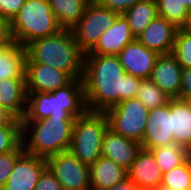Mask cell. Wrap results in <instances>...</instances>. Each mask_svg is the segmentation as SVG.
Listing matches in <instances>:
<instances>
[{"label":"cell","instance_id":"3957f363","mask_svg":"<svg viewBox=\"0 0 191 190\" xmlns=\"http://www.w3.org/2000/svg\"><path fill=\"white\" fill-rule=\"evenodd\" d=\"M86 111L83 79L77 78L53 92L27 93L26 112L21 121L49 117L76 119Z\"/></svg>","mask_w":191,"mask_h":190},{"label":"cell","instance_id":"484cf974","mask_svg":"<svg viewBox=\"0 0 191 190\" xmlns=\"http://www.w3.org/2000/svg\"><path fill=\"white\" fill-rule=\"evenodd\" d=\"M136 98L148 110L166 105L170 101V98L149 78L141 80Z\"/></svg>","mask_w":191,"mask_h":190},{"label":"cell","instance_id":"30bf717a","mask_svg":"<svg viewBox=\"0 0 191 190\" xmlns=\"http://www.w3.org/2000/svg\"><path fill=\"white\" fill-rule=\"evenodd\" d=\"M46 167V159L24 151L16 159L9 179L0 190H34Z\"/></svg>","mask_w":191,"mask_h":190},{"label":"cell","instance_id":"5b68a950","mask_svg":"<svg viewBox=\"0 0 191 190\" xmlns=\"http://www.w3.org/2000/svg\"><path fill=\"white\" fill-rule=\"evenodd\" d=\"M11 26L16 44L24 47L62 29L56 21L48 0H26L12 19Z\"/></svg>","mask_w":191,"mask_h":190},{"label":"cell","instance_id":"e0dca14e","mask_svg":"<svg viewBox=\"0 0 191 190\" xmlns=\"http://www.w3.org/2000/svg\"><path fill=\"white\" fill-rule=\"evenodd\" d=\"M135 40L129 24L123 14H119L98 39L95 46L84 55H118L121 50Z\"/></svg>","mask_w":191,"mask_h":190},{"label":"cell","instance_id":"7a4b0ae2","mask_svg":"<svg viewBox=\"0 0 191 190\" xmlns=\"http://www.w3.org/2000/svg\"><path fill=\"white\" fill-rule=\"evenodd\" d=\"M26 63H40L67 73L72 79L83 78L84 53L79 49L71 29H61L26 47Z\"/></svg>","mask_w":191,"mask_h":190},{"label":"cell","instance_id":"f35d334b","mask_svg":"<svg viewBox=\"0 0 191 190\" xmlns=\"http://www.w3.org/2000/svg\"><path fill=\"white\" fill-rule=\"evenodd\" d=\"M181 28L185 31L191 32V9L188 12L185 24Z\"/></svg>","mask_w":191,"mask_h":190},{"label":"cell","instance_id":"52a82bcc","mask_svg":"<svg viewBox=\"0 0 191 190\" xmlns=\"http://www.w3.org/2000/svg\"><path fill=\"white\" fill-rule=\"evenodd\" d=\"M119 13L91 0L80 20L71 28L79 49L88 53L100 36L114 24Z\"/></svg>","mask_w":191,"mask_h":190},{"label":"cell","instance_id":"8fae6325","mask_svg":"<svg viewBox=\"0 0 191 190\" xmlns=\"http://www.w3.org/2000/svg\"><path fill=\"white\" fill-rule=\"evenodd\" d=\"M174 143L172 136V116L168 104L149 110L142 148L151 150Z\"/></svg>","mask_w":191,"mask_h":190},{"label":"cell","instance_id":"9a60e30c","mask_svg":"<svg viewBox=\"0 0 191 190\" xmlns=\"http://www.w3.org/2000/svg\"><path fill=\"white\" fill-rule=\"evenodd\" d=\"M178 27L167 19L157 16L136 38L146 48L159 55L170 54L175 42Z\"/></svg>","mask_w":191,"mask_h":190},{"label":"cell","instance_id":"60d3db41","mask_svg":"<svg viewBox=\"0 0 191 190\" xmlns=\"http://www.w3.org/2000/svg\"><path fill=\"white\" fill-rule=\"evenodd\" d=\"M182 2L189 10L191 9V0H182Z\"/></svg>","mask_w":191,"mask_h":190},{"label":"cell","instance_id":"d4e9b609","mask_svg":"<svg viewBox=\"0 0 191 190\" xmlns=\"http://www.w3.org/2000/svg\"><path fill=\"white\" fill-rule=\"evenodd\" d=\"M149 151L163 174L181 165L191 156V151L176 143L159 146Z\"/></svg>","mask_w":191,"mask_h":190},{"label":"cell","instance_id":"83f0119b","mask_svg":"<svg viewBox=\"0 0 191 190\" xmlns=\"http://www.w3.org/2000/svg\"><path fill=\"white\" fill-rule=\"evenodd\" d=\"M156 2L158 16L167 19L178 28L185 24L189 9L182 0H156Z\"/></svg>","mask_w":191,"mask_h":190},{"label":"cell","instance_id":"5bb4252c","mask_svg":"<svg viewBox=\"0 0 191 190\" xmlns=\"http://www.w3.org/2000/svg\"><path fill=\"white\" fill-rule=\"evenodd\" d=\"M182 68L170 54H161L156 59L150 80L170 99H181Z\"/></svg>","mask_w":191,"mask_h":190},{"label":"cell","instance_id":"f1b7e54d","mask_svg":"<svg viewBox=\"0 0 191 190\" xmlns=\"http://www.w3.org/2000/svg\"><path fill=\"white\" fill-rule=\"evenodd\" d=\"M171 54L182 69L191 68V32L178 28Z\"/></svg>","mask_w":191,"mask_h":190},{"label":"cell","instance_id":"d6986e66","mask_svg":"<svg viewBox=\"0 0 191 190\" xmlns=\"http://www.w3.org/2000/svg\"><path fill=\"white\" fill-rule=\"evenodd\" d=\"M91 190H105L128 177L127 170L111 159L101 156L89 166Z\"/></svg>","mask_w":191,"mask_h":190},{"label":"cell","instance_id":"ffe728a7","mask_svg":"<svg viewBox=\"0 0 191 190\" xmlns=\"http://www.w3.org/2000/svg\"><path fill=\"white\" fill-rule=\"evenodd\" d=\"M0 105L22 120L27 107L25 79L0 80Z\"/></svg>","mask_w":191,"mask_h":190},{"label":"cell","instance_id":"1f68e13d","mask_svg":"<svg viewBox=\"0 0 191 190\" xmlns=\"http://www.w3.org/2000/svg\"><path fill=\"white\" fill-rule=\"evenodd\" d=\"M34 190H63L54 174L46 167L39 176Z\"/></svg>","mask_w":191,"mask_h":190},{"label":"cell","instance_id":"ac0fdd59","mask_svg":"<svg viewBox=\"0 0 191 190\" xmlns=\"http://www.w3.org/2000/svg\"><path fill=\"white\" fill-rule=\"evenodd\" d=\"M127 173L128 178L143 190H154L162 184L163 173L157 166L152 153L144 148L138 152Z\"/></svg>","mask_w":191,"mask_h":190},{"label":"cell","instance_id":"7c38bea8","mask_svg":"<svg viewBox=\"0 0 191 190\" xmlns=\"http://www.w3.org/2000/svg\"><path fill=\"white\" fill-rule=\"evenodd\" d=\"M73 79L65 72L40 63H26L27 93L53 92L65 87Z\"/></svg>","mask_w":191,"mask_h":190},{"label":"cell","instance_id":"277c9868","mask_svg":"<svg viewBox=\"0 0 191 190\" xmlns=\"http://www.w3.org/2000/svg\"><path fill=\"white\" fill-rule=\"evenodd\" d=\"M75 119L49 117L22 121V143L26 153L47 159L69 151Z\"/></svg>","mask_w":191,"mask_h":190},{"label":"cell","instance_id":"9c48e42d","mask_svg":"<svg viewBox=\"0 0 191 190\" xmlns=\"http://www.w3.org/2000/svg\"><path fill=\"white\" fill-rule=\"evenodd\" d=\"M46 162L63 190H91L89 166L79 161L71 152L52 155Z\"/></svg>","mask_w":191,"mask_h":190},{"label":"cell","instance_id":"b9f144b4","mask_svg":"<svg viewBox=\"0 0 191 190\" xmlns=\"http://www.w3.org/2000/svg\"><path fill=\"white\" fill-rule=\"evenodd\" d=\"M154 190H173V189H170V188L164 187V186H160V187H158V188H156Z\"/></svg>","mask_w":191,"mask_h":190},{"label":"cell","instance_id":"44dd1931","mask_svg":"<svg viewBox=\"0 0 191 190\" xmlns=\"http://www.w3.org/2000/svg\"><path fill=\"white\" fill-rule=\"evenodd\" d=\"M26 48L20 44L0 47V80L25 79Z\"/></svg>","mask_w":191,"mask_h":190},{"label":"cell","instance_id":"d590c367","mask_svg":"<svg viewBox=\"0 0 191 190\" xmlns=\"http://www.w3.org/2000/svg\"><path fill=\"white\" fill-rule=\"evenodd\" d=\"M0 126H22V121L0 105Z\"/></svg>","mask_w":191,"mask_h":190},{"label":"cell","instance_id":"d6a6232c","mask_svg":"<svg viewBox=\"0 0 191 190\" xmlns=\"http://www.w3.org/2000/svg\"><path fill=\"white\" fill-rule=\"evenodd\" d=\"M25 1L26 0H0V16L12 21Z\"/></svg>","mask_w":191,"mask_h":190},{"label":"cell","instance_id":"603a6c76","mask_svg":"<svg viewBox=\"0 0 191 190\" xmlns=\"http://www.w3.org/2000/svg\"><path fill=\"white\" fill-rule=\"evenodd\" d=\"M91 0H48L58 25L71 29L83 16Z\"/></svg>","mask_w":191,"mask_h":190},{"label":"cell","instance_id":"e575fe53","mask_svg":"<svg viewBox=\"0 0 191 190\" xmlns=\"http://www.w3.org/2000/svg\"><path fill=\"white\" fill-rule=\"evenodd\" d=\"M101 5L119 13H125L130 7L137 2L144 0H97Z\"/></svg>","mask_w":191,"mask_h":190},{"label":"cell","instance_id":"836d02e7","mask_svg":"<svg viewBox=\"0 0 191 190\" xmlns=\"http://www.w3.org/2000/svg\"><path fill=\"white\" fill-rule=\"evenodd\" d=\"M15 43L11 21L0 16V47L12 46Z\"/></svg>","mask_w":191,"mask_h":190},{"label":"cell","instance_id":"4316f807","mask_svg":"<svg viewBox=\"0 0 191 190\" xmlns=\"http://www.w3.org/2000/svg\"><path fill=\"white\" fill-rule=\"evenodd\" d=\"M191 185V156L181 165L163 174L161 186L173 190H188Z\"/></svg>","mask_w":191,"mask_h":190},{"label":"cell","instance_id":"8992f818","mask_svg":"<svg viewBox=\"0 0 191 190\" xmlns=\"http://www.w3.org/2000/svg\"><path fill=\"white\" fill-rule=\"evenodd\" d=\"M108 128L105 113L86 111L75 119L69 152L91 166L102 156L103 137Z\"/></svg>","mask_w":191,"mask_h":190},{"label":"cell","instance_id":"6da1fadb","mask_svg":"<svg viewBox=\"0 0 191 190\" xmlns=\"http://www.w3.org/2000/svg\"><path fill=\"white\" fill-rule=\"evenodd\" d=\"M82 79L87 111L102 113L136 98L142 80L124 71L118 55H84Z\"/></svg>","mask_w":191,"mask_h":190},{"label":"cell","instance_id":"8d00e7d4","mask_svg":"<svg viewBox=\"0 0 191 190\" xmlns=\"http://www.w3.org/2000/svg\"><path fill=\"white\" fill-rule=\"evenodd\" d=\"M191 94V68L182 70L181 99Z\"/></svg>","mask_w":191,"mask_h":190},{"label":"cell","instance_id":"7402d4cb","mask_svg":"<svg viewBox=\"0 0 191 190\" xmlns=\"http://www.w3.org/2000/svg\"><path fill=\"white\" fill-rule=\"evenodd\" d=\"M174 143L191 151V109L180 98L170 99Z\"/></svg>","mask_w":191,"mask_h":190},{"label":"cell","instance_id":"74e56055","mask_svg":"<svg viewBox=\"0 0 191 190\" xmlns=\"http://www.w3.org/2000/svg\"><path fill=\"white\" fill-rule=\"evenodd\" d=\"M105 190H143V189L139 185H137L133 180L127 177L122 182H119L118 184Z\"/></svg>","mask_w":191,"mask_h":190},{"label":"cell","instance_id":"2e32d148","mask_svg":"<svg viewBox=\"0 0 191 190\" xmlns=\"http://www.w3.org/2000/svg\"><path fill=\"white\" fill-rule=\"evenodd\" d=\"M142 149L140 142L107 129L102 142V156L128 170Z\"/></svg>","mask_w":191,"mask_h":190},{"label":"cell","instance_id":"cb8c5ba5","mask_svg":"<svg viewBox=\"0 0 191 190\" xmlns=\"http://www.w3.org/2000/svg\"><path fill=\"white\" fill-rule=\"evenodd\" d=\"M130 30L136 39L150 22L158 16L156 0H144L137 2L125 13Z\"/></svg>","mask_w":191,"mask_h":190},{"label":"cell","instance_id":"4fadbf2b","mask_svg":"<svg viewBox=\"0 0 191 190\" xmlns=\"http://www.w3.org/2000/svg\"><path fill=\"white\" fill-rule=\"evenodd\" d=\"M158 56L156 51L146 48L137 39L127 44L118 54L124 71L140 79L150 78Z\"/></svg>","mask_w":191,"mask_h":190},{"label":"cell","instance_id":"f546056e","mask_svg":"<svg viewBox=\"0 0 191 190\" xmlns=\"http://www.w3.org/2000/svg\"><path fill=\"white\" fill-rule=\"evenodd\" d=\"M22 142V126H0V154L14 150Z\"/></svg>","mask_w":191,"mask_h":190},{"label":"cell","instance_id":"4dcf8cb0","mask_svg":"<svg viewBox=\"0 0 191 190\" xmlns=\"http://www.w3.org/2000/svg\"><path fill=\"white\" fill-rule=\"evenodd\" d=\"M24 152L21 142L14 150L0 154V189L5 185L13 170L16 159Z\"/></svg>","mask_w":191,"mask_h":190},{"label":"cell","instance_id":"ab89813d","mask_svg":"<svg viewBox=\"0 0 191 190\" xmlns=\"http://www.w3.org/2000/svg\"><path fill=\"white\" fill-rule=\"evenodd\" d=\"M182 100L187 104L188 108L191 109V94L185 95Z\"/></svg>","mask_w":191,"mask_h":190},{"label":"cell","instance_id":"ba28073f","mask_svg":"<svg viewBox=\"0 0 191 190\" xmlns=\"http://www.w3.org/2000/svg\"><path fill=\"white\" fill-rule=\"evenodd\" d=\"M149 110L137 99L121 101L105 112L113 132L142 143Z\"/></svg>","mask_w":191,"mask_h":190}]
</instances>
